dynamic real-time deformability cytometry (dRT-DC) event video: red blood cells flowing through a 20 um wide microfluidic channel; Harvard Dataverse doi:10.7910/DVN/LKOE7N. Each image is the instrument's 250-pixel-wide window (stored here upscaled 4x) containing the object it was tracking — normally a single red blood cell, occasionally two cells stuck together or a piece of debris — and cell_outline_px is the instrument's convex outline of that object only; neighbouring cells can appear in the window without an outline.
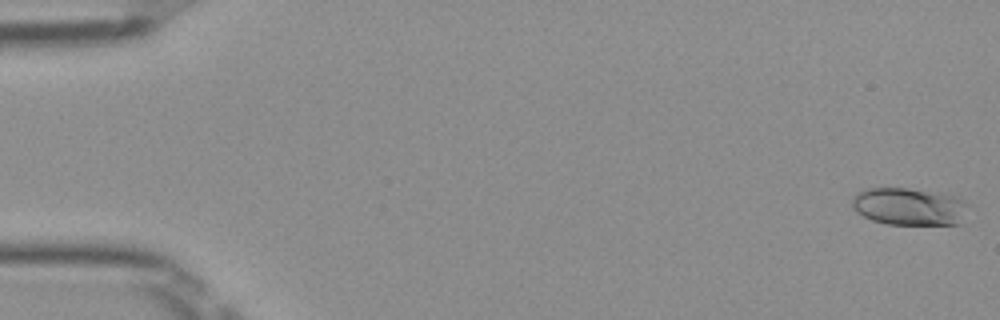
{"species": "Egyptian fruit bat (a non-hibernating species)", "species_latin": "Rousettus aegyptiacus", "temperature_condition": "room temperature", "stored_images_in_passage": 51, "camera_frame_rate_fps": 3000, "um_per_image_px": 0.085, "frame": {"image": 1, "passage_image": 1, "time_ms": 0.0, "image_size_px": [1000, 320], "cell_outline_px": [[968, 204], [960, 224], [888, 224], [872, 220], [856, 212], [852, 208], [852, 200], [860, 192], [868, 188], [908, 188], [940, 192], [956, 196], [964, 200]], "centroid_in_image_um": [77.3, 17.55], "position_along_channel_um": 7.7, "area_um2": 25.32}}
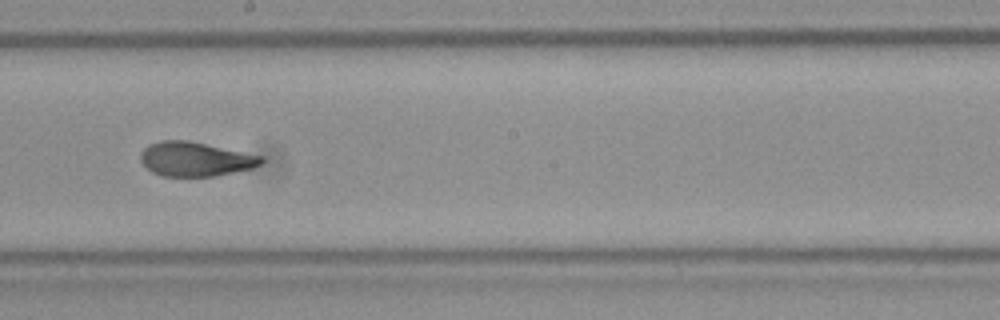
{"frame": {"image": 2, "passage_image": 29, "time_ms": 9.333, "image_size_px": [1000, 320], "cell_outline_px": [[264, 160], [260, 164], [252, 168], [216, 176], [160, 176], [152, 172], [140, 160], [140, 152], [148, 144], [160, 140], [188, 140], [264, 156]], "centroid_in_image_um": [16.59, 13.52], "position_along_channel_um": 231.6, "area_um2": 24.22}}
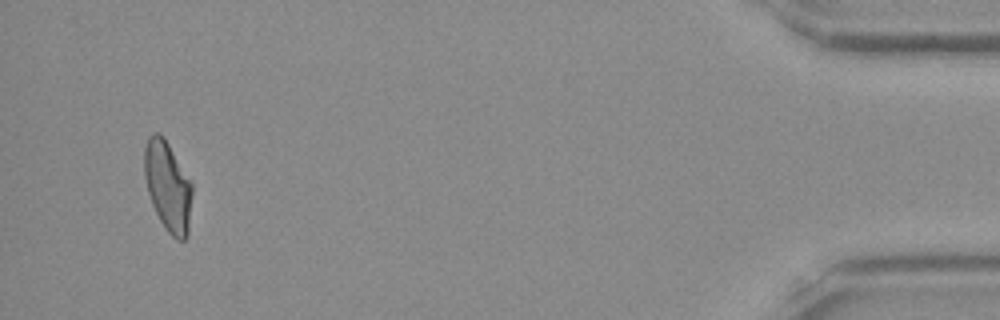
{"frame": {"image": 3, "passage_image": 49, "time_ms": 16.0, "image_size_px": [1000, 320], "cell_outline_px": [[192, 196], [188, 236], [184, 240], [176, 240], [168, 232], [160, 220], [152, 204], [148, 192], [144, 176], [144, 148], [148, 136], [152, 132], [160, 132], [164, 136], [192, 184]], "centroid_in_image_um": [14.26, 15.82], "position_along_channel_um": 420.9, "area_um2": 25.14}, "authors_computed_cell_mechanics": {"area_um2": 24.7962, "velocity_mm_per_s": 3.9879, "shape_relaxation_time_tau1_ms": 5.3252, "shape_relaxation_time_tau2_ms": 1.1286, "deformation_change_tau1": 0.1665, "deformation_change_tau2": 0.0728}}